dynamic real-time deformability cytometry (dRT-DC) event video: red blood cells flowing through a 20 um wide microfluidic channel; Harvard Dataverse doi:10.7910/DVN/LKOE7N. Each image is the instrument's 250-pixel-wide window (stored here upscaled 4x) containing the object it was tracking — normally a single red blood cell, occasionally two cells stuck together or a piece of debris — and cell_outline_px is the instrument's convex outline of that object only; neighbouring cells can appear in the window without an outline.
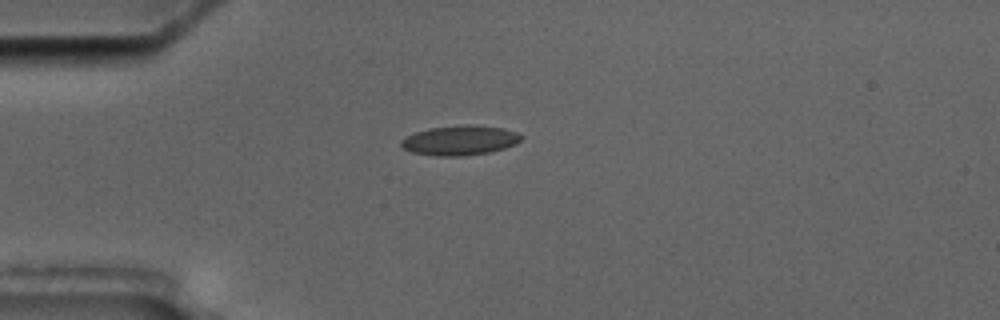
{"species": "common noctule bat (a hibernating species)", "species_latin": "Nyctalus noctula", "temperature_condition": "cold", "stored_images_in_passage": 2, "camera_frame_rate_fps": 3000, "um_per_image_px": 0.085, "animal": {"sex": "male", "body_mass_g": 17.5, "forearm_length_mm": 52.3}, "frame": {"image": 1, "passage_image": 1, "time_ms": 0.0, "image_size_px": [1000, 320], "cell_outline_px": [[524, 136], [516, 144], [504, 148], [488, 152], [460, 156], [436, 156], [412, 152], [404, 148], [400, 144], [400, 140], [416, 132], [428, 128], [460, 124], [472, 124], [504, 128], [516, 132]], "centroid_in_image_um": [39.1, 11.91], "position_along_channel_um": 45.9, "area_um2": 20.87}}